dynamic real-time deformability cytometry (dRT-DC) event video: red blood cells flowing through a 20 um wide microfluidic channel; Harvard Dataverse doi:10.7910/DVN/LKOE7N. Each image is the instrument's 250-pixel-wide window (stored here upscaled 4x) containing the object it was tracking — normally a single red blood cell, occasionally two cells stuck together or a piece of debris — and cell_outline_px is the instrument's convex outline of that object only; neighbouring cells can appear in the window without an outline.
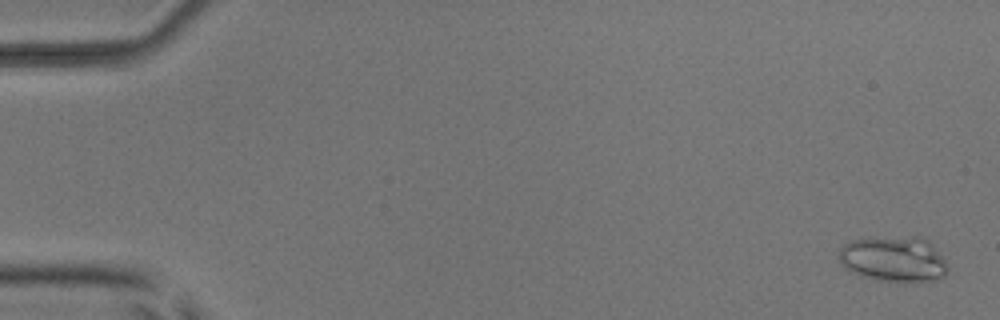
{"species": "common noctule bat (a hibernating species)", "species_latin": "Nyctalus noctula", "temperature_condition": "room temperature", "stored_images_in_passage": 54, "camera_frame_rate_fps": 3000, "um_per_image_px": 0.085, "animal": {"sex": "male", "body_mass_g": 17.9, "forearm_length_mm": 54.2}, "frame": {"image": 1, "passage_image": 2, "time_ms": 0.333, "image_size_px": [1000, 320], "cell_outline_px": [[948, 268], [944, 276], [936, 280], [916, 284], [876, 280], [860, 276], [844, 268], [840, 260], [840, 248], [848, 240], [872, 236], [924, 236], [932, 244], [944, 260]], "centroid_in_image_um": [75.96, 22.02], "position_along_channel_um": 9.0, "area_um2": 30.0}}
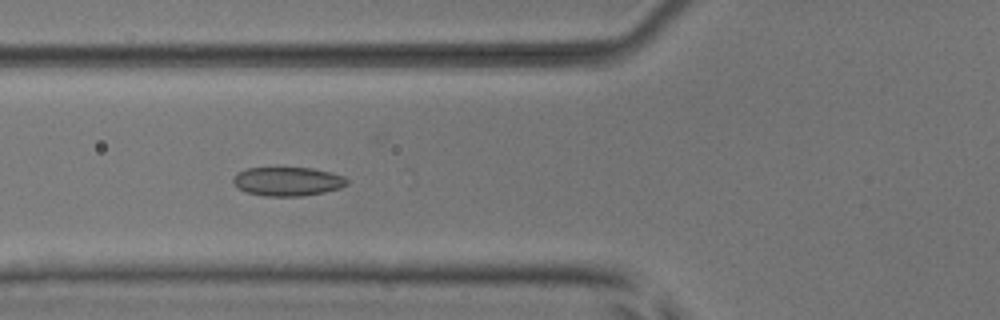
{"frame": {"image": 2, "passage_image": 21, "time_ms": 6.667, "image_size_px": [1000, 320], "cell_outline_px": [[348, 184], [340, 188], [324, 192], [300, 196], [264, 196], [244, 192], [232, 180], [232, 176], [236, 172], [248, 168], [312, 168], [332, 172], [344, 176], [348, 180]], "centroid_in_image_um": [24.45, 15.42], "position_along_channel_um": 101.4, "area_um2": 19.25}}
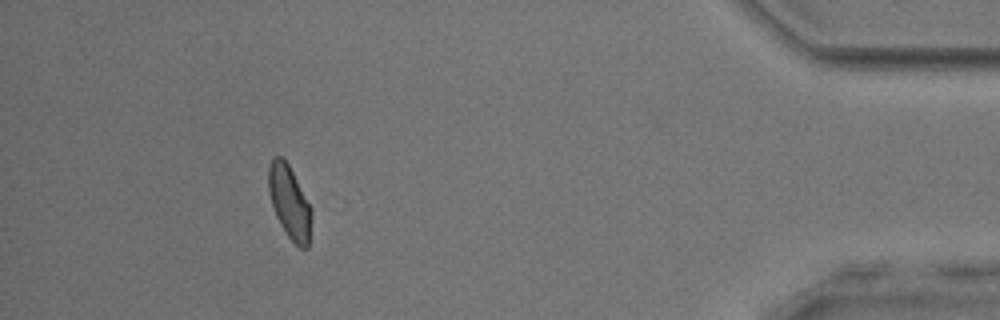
{"frame": {"image": 3, "passage_image": 49, "time_ms": 16.0, "image_size_px": [1000, 320], "cell_outline_px": [[312, 216], [308, 248], [300, 248], [288, 236], [280, 224], [276, 216], [272, 204], [268, 188], [268, 168], [272, 156], [280, 156], [288, 164], [312, 208]], "centroid_in_image_um": [24.61, 17.18], "position_along_channel_um": 410.6, "area_um2": 18.21}, "authors_computed_cell_mechanics": {"area_um2": 18.1492, "velocity_mm_per_s": 3.876, "shape_relaxation_time_tau1_ms": 1.1527, "shape_relaxation_time_tau2_ms": null, "deformation_change_tau1": 0.237, "deformation_change_tau2": null}}